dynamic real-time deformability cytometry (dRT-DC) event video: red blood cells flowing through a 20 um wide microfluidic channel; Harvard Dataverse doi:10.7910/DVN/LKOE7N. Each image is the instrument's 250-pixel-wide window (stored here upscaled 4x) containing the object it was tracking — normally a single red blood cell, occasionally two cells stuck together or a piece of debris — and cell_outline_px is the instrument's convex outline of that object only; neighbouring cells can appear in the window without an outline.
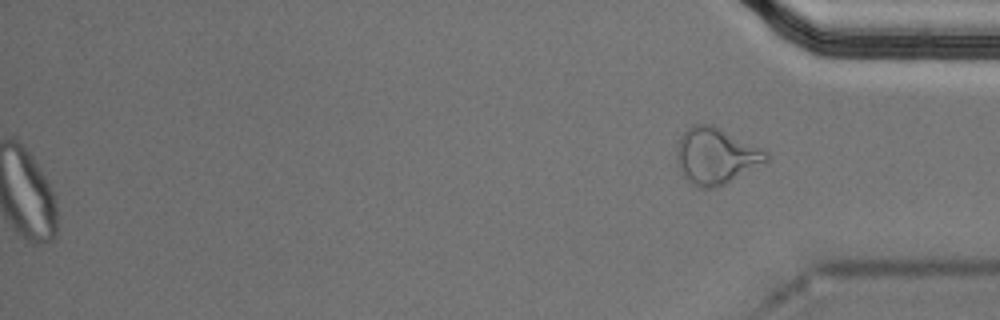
{"species": "Egyptian fruit bat (a non-hibernating species)", "species_latin": "Rousettus aegyptiacus", "temperature_condition": "cold", "stored_images_in_passage": 56, "segment_of_instrument_passage": [2, 2], "camera_frame_rate_fps": 3000, "um_per_image_px": 0.085, "animal": {"sex": "male"}, "frame": {"image": 1, "passage_image": 56, "time_ms": 18.333, "image_size_px": [1000, 320], "cell_outline_px": [[768, 160], [764, 164], [716, 188], [696, 188], [684, 176], [676, 160], [676, 148], [680, 136], [692, 124], [712, 124], [768, 152]], "centroid_in_image_um": [60.83, 13.26], "position_along_channel_um": 374.4, "area_um2": 29.25}}